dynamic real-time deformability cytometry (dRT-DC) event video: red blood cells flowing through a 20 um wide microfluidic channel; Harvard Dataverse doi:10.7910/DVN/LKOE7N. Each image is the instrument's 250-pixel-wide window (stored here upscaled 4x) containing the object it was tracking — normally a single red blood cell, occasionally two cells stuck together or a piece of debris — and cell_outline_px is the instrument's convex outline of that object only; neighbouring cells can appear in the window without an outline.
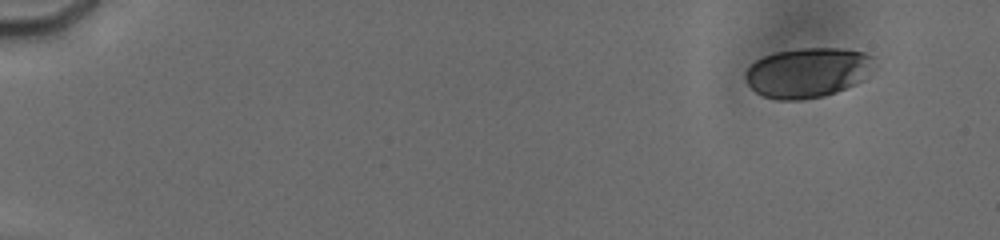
{"species": "human", "species_latin": "Homo sapiens", "temperature_condition": "cold", "stored_images_in_passage": 14, "camera_frame_rate_fps": 3000, "um_per_image_px": 0.085, "donor": {"sex": "male"}, "frame": {"image": 1, "passage_image": 3, "time_ms": 1.667, "image_size_px": [1000, 240], "cell_outline_px": [[876, 56], [860, 80], [836, 92], [824, 96], [800, 100], [776, 100], [764, 96], [756, 92], [748, 84], [744, 76], [744, 72], [756, 60], [764, 56], [776, 52], [800, 48], [840, 48], [868, 52]], "centroid_in_image_um": [68.59, 6.16], "position_along_channel_um": 16.4, "area_um2": 37.05}}
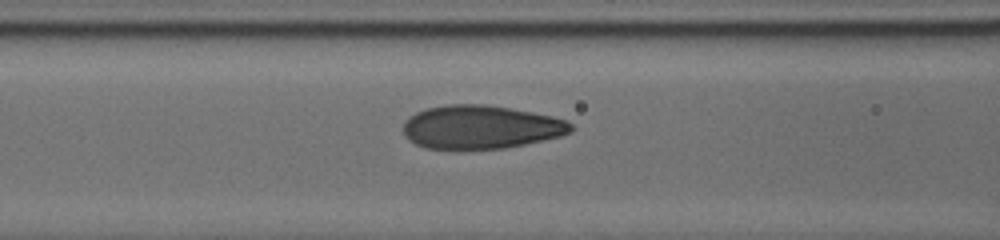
{"frame": {"image": 2, "passage_image": 12, "time_ms": 8.667, "image_size_px": [1000, 240], "cell_outline_px": [[572, 128], [568, 132], [560, 136], [524, 144], [504, 148], [424, 148], [408, 140], [404, 136], [404, 120], [408, 116], [424, 108], [448, 104], [484, 104], [508, 108], [552, 116], [564, 120], [572, 124]], "centroid_in_image_um": [40.79, 10.79], "position_along_channel_um": 125.8, "area_um2": 42.14}}
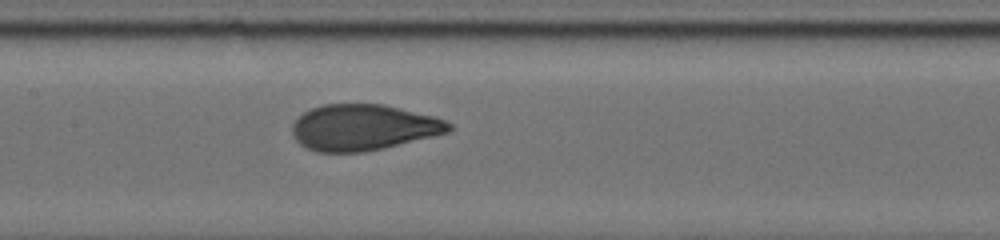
{"frame": {"image": 3, "passage_image": 14, "time_ms": 10.0, "image_size_px": [1000, 240], "cell_outline_px": [[452, 128], [448, 132], [384, 148], [364, 152], [316, 152], [300, 144], [296, 140], [292, 132], [292, 124], [304, 112], [312, 108], [324, 104], [384, 104], [432, 116], [444, 120], [452, 124]], "centroid_in_image_um": [30.86, 10.83], "position_along_channel_um": 176.5, "area_um2": 41.73}}